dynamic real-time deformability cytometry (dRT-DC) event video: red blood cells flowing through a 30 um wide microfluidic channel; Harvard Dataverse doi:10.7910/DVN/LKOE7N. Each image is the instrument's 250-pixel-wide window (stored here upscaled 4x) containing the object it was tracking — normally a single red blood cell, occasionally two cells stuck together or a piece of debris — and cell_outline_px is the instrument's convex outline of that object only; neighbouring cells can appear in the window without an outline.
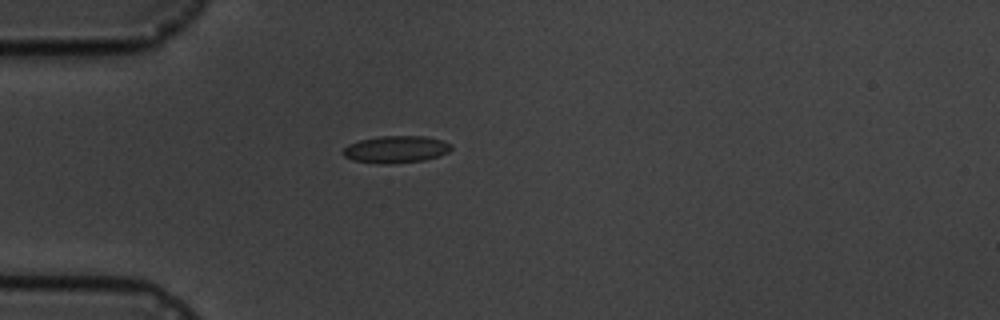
{"species": "common noctule bat (a hibernating species)", "species_latin": "Nyctalus noctula", "temperature_condition": "cold", "stored_images_in_passage": 3, "camera_frame_rate_fps": 3000, "um_per_image_px": 0.085, "animal": {"sex": "male", "body_mass_g": 19.5, "forearm_length_mm": 54.6}, "frame": {"image": 1, "passage_image": 3, "time_ms": 3.0, "image_size_px": [1000, 320], "cell_outline_px": [[452, 148], [448, 152], [424, 160], [392, 164], [384, 164], [352, 160], [344, 156], [340, 152], [348, 144], [360, 140], [380, 136], [428, 136], [444, 140], [452, 144]], "centroid_in_image_um": [33.65, 12.69], "position_along_channel_um": 51.3, "area_um2": 17.22}}